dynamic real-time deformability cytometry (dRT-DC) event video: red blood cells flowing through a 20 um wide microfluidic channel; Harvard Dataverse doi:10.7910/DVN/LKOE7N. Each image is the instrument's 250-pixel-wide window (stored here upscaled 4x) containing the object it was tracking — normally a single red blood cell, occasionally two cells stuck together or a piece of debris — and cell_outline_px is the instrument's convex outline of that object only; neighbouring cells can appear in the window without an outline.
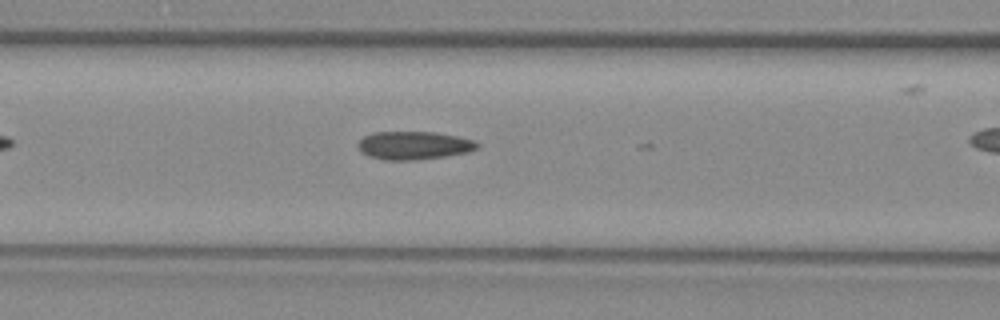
{"species": "common noctule bat (a hibernating species)", "species_latin": "Nyctalus noctula", "temperature_condition": "warm", "stored_images_in_passage": 11, "camera_frame_rate_fps": 3000, "um_per_image_px": 0.085, "animal": {"sex": "female", "body_mass_g": 29.2, "forearm_length_mm": 56.3}, "frame": {"image": 1, "passage_image": 10, "time_ms": 3.0, "image_size_px": [1000, 320], "cell_outline_px": [[480, 148], [468, 152], [444, 156], [416, 160], [384, 160], [368, 156], [360, 152], [356, 144], [364, 136], [372, 132], [436, 132], [476, 140], [480, 144]], "centroid_in_image_um": [35.18, 12.36], "position_along_channel_um": 131.4, "area_um2": 19.83}}